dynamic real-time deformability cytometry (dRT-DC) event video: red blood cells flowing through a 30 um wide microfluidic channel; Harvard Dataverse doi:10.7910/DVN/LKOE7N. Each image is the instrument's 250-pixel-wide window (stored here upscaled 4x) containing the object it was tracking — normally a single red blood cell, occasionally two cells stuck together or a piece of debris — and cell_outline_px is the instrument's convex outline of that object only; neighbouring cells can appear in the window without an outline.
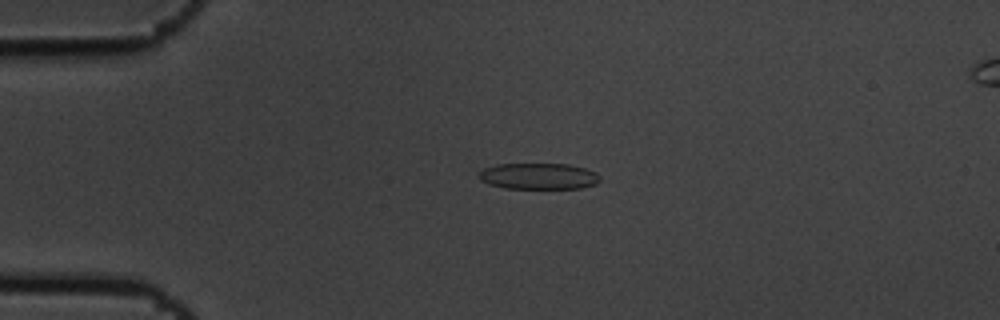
{"species": "common noctule bat (a hibernating species)", "species_latin": "Nyctalus noctula", "temperature_condition": "cold", "stored_images_in_passage": 4, "camera_frame_rate_fps": 3000, "um_per_image_px": 0.085, "animal": {"sex": "male", "body_mass_g": 19.5, "forearm_length_mm": 54.6}, "frame": {"image": 1, "passage_image": 2, "time_ms": 0.333, "image_size_px": [1000, 320], "cell_outline_px": [[600, 180], [596, 184], [580, 188], [504, 188], [488, 184], [480, 180], [480, 172], [484, 168], [496, 164], [568, 164], [584, 168], [596, 172], [600, 176]], "centroid_in_image_um": [45.79, 14.97], "position_along_channel_um": 39.2, "area_um2": 18.44}}